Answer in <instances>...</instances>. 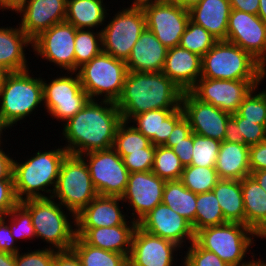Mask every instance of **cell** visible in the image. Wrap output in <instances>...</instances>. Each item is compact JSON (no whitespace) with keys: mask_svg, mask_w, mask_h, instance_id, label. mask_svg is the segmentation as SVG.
Here are the masks:
<instances>
[{"mask_svg":"<svg viewBox=\"0 0 266 266\" xmlns=\"http://www.w3.org/2000/svg\"><path fill=\"white\" fill-rule=\"evenodd\" d=\"M90 99L73 117L63 123V147L68 154L84 153L113 147L115 133L122 122L115 102Z\"/></svg>","mask_w":266,"mask_h":266,"instance_id":"6da1fadb","label":"cell"},{"mask_svg":"<svg viewBox=\"0 0 266 266\" xmlns=\"http://www.w3.org/2000/svg\"><path fill=\"white\" fill-rule=\"evenodd\" d=\"M183 91L162 72L128 71L116 102L122 121L154 109H178Z\"/></svg>","mask_w":266,"mask_h":266,"instance_id":"7a4b0ae2","label":"cell"},{"mask_svg":"<svg viewBox=\"0 0 266 266\" xmlns=\"http://www.w3.org/2000/svg\"><path fill=\"white\" fill-rule=\"evenodd\" d=\"M61 146L54 150H39L24 162L13 160L14 191L19 202L52 196L63 159L68 154ZM48 186L50 188H48ZM52 187V188H51ZM44 193H49L47 196Z\"/></svg>","mask_w":266,"mask_h":266,"instance_id":"3957f363","label":"cell"},{"mask_svg":"<svg viewBox=\"0 0 266 266\" xmlns=\"http://www.w3.org/2000/svg\"><path fill=\"white\" fill-rule=\"evenodd\" d=\"M266 68L250 53L219 40L202 57L201 78L220 80H264Z\"/></svg>","mask_w":266,"mask_h":266,"instance_id":"277c9868","label":"cell"},{"mask_svg":"<svg viewBox=\"0 0 266 266\" xmlns=\"http://www.w3.org/2000/svg\"><path fill=\"white\" fill-rule=\"evenodd\" d=\"M52 197L19 202L31 215L36 238L56 251L71 249L76 237V219L70 221L59 202ZM65 213V214H64ZM74 223V227L72 224ZM74 228V229H73Z\"/></svg>","mask_w":266,"mask_h":266,"instance_id":"5b68a950","label":"cell"},{"mask_svg":"<svg viewBox=\"0 0 266 266\" xmlns=\"http://www.w3.org/2000/svg\"><path fill=\"white\" fill-rule=\"evenodd\" d=\"M30 73L10 72L0 91V117L10 128L44 104L42 77Z\"/></svg>","mask_w":266,"mask_h":266,"instance_id":"8992f818","label":"cell"},{"mask_svg":"<svg viewBox=\"0 0 266 266\" xmlns=\"http://www.w3.org/2000/svg\"><path fill=\"white\" fill-rule=\"evenodd\" d=\"M255 236L258 237L245 224L227 222L197 231L194 241L201 248L215 253L229 266H245L250 260L245 261L243 258L247 257L249 248L255 243Z\"/></svg>","mask_w":266,"mask_h":266,"instance_id":"52a82bcc","label":"cell"},{"mask_svg":"<svg viewBox=\"0 0 266 266\" xmlns=\"http://www.w3.org/2000/svg\"><path fill=\"white\" fill-rule=\"evenodd\" d=\"M88 166L81 156L67 154L63 159L52 198L76 219L96 196Z\"/></svg>","mask_w":266,"mask_h":266,"instance_id":"ba28073f","label":"cell"},{"mask_svg":"<svg viewBox=\"0 0 266 266\" xmlns=\"http://www.w3.org/2000/svg\"><path fill=\"white\" fill-rule=\"evenodd\" d=\"M127 72L124 60L102 51L91 61L83 64L76 73L90 99L95 100L99 96L98 100L116 103L122 93Z\"/></svg>","mask_w":266,"mask_h":266,"instance_id":"9c48e42d","label":"cell"},{"mask_svg":"<svg viewBox=\"0 0 266 266\" xmlns=\"http://www.w3.org/2000/svg\"><path fill=\"white\" fill-rule=\"evenodd\" d=\"M111 21L101 29L102 50L126 61L131 50L146 28L143 8L127 7L117 11Z\"/></svg>","mask_w":266,"mask_h":266,"instance_id":"30bf717a","label":"cell"},{"mask_svg":"<svg viewBox=\"0 0 266 266\" xmlns=\"http://www.w3.org/2000/svg\"><path fill=\"white\" fill-rule=\"evenodd\" d=\"M81 157L88 166L92 184L98 195L122 197L130 173L113 147L87 152Z\"/></svg>","mask_w":266,"mask_h":266,"instance_id":"8fae6325","label":"cell"},{"mask_svg":"<svg viewBox=\"0 0 266 266\" xmlns=\"http://www.w3.org/2000/svg\"><path fill=\"white\" fill-rule=\"evenodd\" d=\"M50 80L47 83L42 79L44 108L56 120L66 122L87 104L90 97L82 88L78 73L62 74Z\"/></svg>","mask_w":266,"mask_h":266,"instance_id":"7c38bea8","label":"cell"},{"mask_svg":"<svg viewBox=\"0 0 266 266\" xmlns=\"http://www.w3.org/2000/svg\"><path fill=\"white\" fill-rule=\"evenodd\" d=\"M146 28L168 49L180 44L181 36L190 20L189 10L171 0H163L143 7Z\"/></svg>","mask_w":266,"mask_h":266,"instance_id":"4fadbf2b","label":"cell"},{"mask_svg":"<svg viewBox=\"0 0 266 266\" xmlns=\"http://www.w3.org/2000/svg\"><path fill=\"white\" fill-rule=\"evenodd\" d=\"M76 28L67 22L53 25L32 40L33 52L47 62H53L66 73L75 72Z\"/></svg>","mask_w":266,"mask_h":266,"instance_id":"5bb4252c","label":"cell"},{"mask_svg":"<svg viewBox=\"0 0 266 266\" xmlns=\"http://www.w3.org/2000/svg\"><path fill=\"white\" fill-rule=\"evenodd\" d=\"M262 81L200 78L190 92L200 101L234 114L245 97Z\"/></svg>","mask_w":266,"mask_h":266,"instance_id":"9a60e30c","label":"cell"},{"mask_svg":"<svg viewBox=\"0 0 266 266\" xmlns=\"http://www.w3.org/2000/svg\"><path fill=\"white\" fill-rule=\"evenodd\" d=\"M225 41L250 53L266 68V24L258 15L231 9Z\"/></svg>","mask_w":266,"mask_h":266,"instance_id":"2e32d148","label":"cell"},{"mask_svg":"<svg viewBox=\"0 0 266 266\" xmlns=\"http://www.w3.org/2000/svg\"><path fill=\"white\" fill-rule=\"evenodd\" d=\"M181 108L193 133L224 141L226 124L232 114L200 101L190 91L183 92Z\"/></svg>","mask_w":266,"mask_h":266,"instance_id":"e0dca14e","label":"cell"},{"mask_svg":"<svg viewBox=\"0 0 266 266\" xmlns=\"http://www.w3.org/2000/svg\"><path fill=\"white\" fill-rule=\"evenodd\" d=\"M137 226L149 234L169 240L180 248L187 241H194L195 233L192 224L173 211L169 206L160 203L138 222Z\"/></svg>","mask_w":266,"mask_h":266,"instance_id":"ac0fdd59","label":"cell"},{"mask_svg":"<svg viewBox=\"0 0 266 266\" xmlns=\"http://www.w3.org/2000/svg\"><path fill=\"white\" fill-rule=\"evenodd\" d=\"M165 182L152 171L129 174L127 187L121 198L132 207V220L138 222L162 203Z\"/></svg>","mask_w":266,"mask_h":266,"instance_id":"d6986e66","label":"cell"},{"mask_svg":"<svg viewBox=\"0 0 266 266\" xmlns=\"http://www.w3.org/2000/svg\"><path fill=\"white\" fill-rule=\"evenodd\" d=\"M66 7L67 0H24L14 11L22 15L19 27L33 40L53 25L65 22Z\"/></svg>","mask_w":266,"mask_h":266,"instance_id":"ffe728a7","label":"cell"},{"mask_svg":"<svg viewBox=\"0 0 266 266\" xmlns=\"http://www.w3.org/2000/svg\"><path fill=\"white\" fill-rule=\"evenodd\" d=\"M179 250L175 243L149 234L137 226L128 263L129 266H174V252Z\"/></svg>","mask_w":266,"mask_h":266,"instance_id":"44dd1931","label":"cell"},{"mask_svg":"<svg viewBox=\"0 0 266 266\" xmlns=\"http://www.w3.org/2000/svg\"><path fill=\"white\" fill-rule=\"evenodd\" d=\"M119 202L123 204L122 198L118 196L97 195L79 214L76 215L75 228L137 225V222L132 219H130V222L127 221V215L122 214L124 212L123 210L121 211Z\"/></svg>","mask_w":266,"mask_h":266,"instance_id":"7402d4cb","label":"cell"},{"mask_svg":"<svg viewBox=\"0 0 266 266\" xmlns=\"http://www.w3.org/2000/svg\"><path fill=\"white\" fill-rule=\"evenodd\" d=\"M202 57L180 45L169 48L162 73L183 92L190 91L201 78Z\"/></svg>","mask_w":266,"mask_h":266,"instance_id":"603a6c76","label":"cell"},{"mask_svg":"<svg viewBox=\"0 0 266 266\" xmlns=\"http://www.w3.org/2000/svg\"><path fill=\"white\" fill-rule=\"evenodd\" d=\"M168 48L147 28L134 44L128 59L127 70L131 72H162Z\"/></svg>","mask_w":266,"mask_h":266,"instance_id":"cb8c5ba5","label":"cell"},{"mask_svg":"<svg viewBox=\"0 0 266 266\" xmlns=\"http://www.w3.org/2000/svg\"><path fill=\"white\" fill-rule=\"evenodd\" d=\"M184 117L181 106L178 109H154L134 116L129 123L144 134L154 146L164 145L174 126ZM136 123V125H135Z\"/></svg>","mask_w":266,"mask_h":266,"instance_id":"d4e9b609","label":"cell"},{"mask_svg":"<svg viewBox=\"0 0 266 266\" xmlns=\"http://www.w3.org/2000/svg\"><path fill=\"white\" fill-rule=\"evenodd\" d=\"M137 225H119L113 227L76 228V236L85 243L117 253L129 258L132 237Z\"/></svg>","mask_w":266,"mask_h":266,"instance_id":"484cf974","label":"cell"},{"mask_svg":"<svg viewBox=\"0 0 266 266\" xmlns=\"http://www.w3.org/2000/svg\"><path fill=\"white\" fill-rule=\"evenodd\" d=\"M231 12L229 0H201L190 10V20L204 27L217 40H226Z\"/></svg>","mask_w":266,"mask_h":266,"instance_id":"4316f807","label":"cell"},{"mask_svg":"<svg viewBox=\"0 0 266 266\" xmlns=\"http://www.w3.org/2000/svg\"><path fill=\"white\" fill-rule=\"evenodd\" d=\"M32 47V40L20 27H0V65L9 72L30 69L25 56L26 47Z\"/></svg>","mask_w":266,"mask_h":266,"instance_id":"83f0119b","label":"cell"},{"mask_svg":"<svg viewBox=\"0 0 266 266\" xmlns=\"http://www.w3.org/2000/svg\"><path fill=\"white\" fill-rule=\"evenodd\" d=\"M249 146L222 141L215 164L220 179L242 180L251 174Z\"/></svg>","mask_w":266,"mask_h":266,"instance_id":"f1b7e54d","label":"cell"},{"mask_svg":"<svg viewBox=\"0 0 266 266\" xmlns=\"http://www.w3.org/2000/svg\"><path fill=\"white\" fill-rule=\"evenodd\" d=\"M245 225L257 235L266 231V191L251 176L241 180Z\"/></svg>","mask_w":266,"mask_h":266,"instance_id":"f546056e","label":"cell"},{"mask_svg":"<svg viewBox=\"0 0 266 266\" xmlns=\"http://www.w3.org/2000/svg\"><path fill=\"white\" fill-rule=\"evenodd\" d=\"M103 0H67L65 22L76 29L98 28L106 22V6Z\"/></svg>","mask_w":266,"mask_h":266,"instance_id":"4dcf8cb0","label":"cell"},{"mask_svg":"<svg viewBox=\"0 0 266 266\" xmlns=\"http://www.w3.org/2000/svg\"><path fill=\"white\" fill-rule=\"evenodd\" d=\"M227 222L245 224L241 180L220 179L212 189Z\"/></svg>","mask_w":266,"mask_h":266,"instance_id":"1f68e13d","label":"cell"},{"mask_svg":"<svg viewBox=\"0 0 266 266\" xmlns=\"http://www.w3.org/2000/svg\"><path fill=\"white\" fill-rule=\"evenodd\" d=\"M197 194L187 189L180 180L166 181L162 203L188 220L195 223Z\"/></svg>","mask_w":266,"mask_h":266,"instance_id":"d6a6232c","label":"cell"},{"mask_svg":"<svg viewBox=\"0 0 266 266\" xmlns=\"http://www.w3.org/2000/svg\"><path fill=\"white\" fill-rule=\"evenodd\" d=\"M71 249L82 266H129L126 255L89 245L79 236L75 237Z\"/></svg>","mask_w":266,"mask_h":266,"instance_id":"836d02e7","label":"cell"},{"mask_svg":"<svg viewBox=\"0 0 266 266\" xmlns=\"http://www.w3.org/2000/svg\"><path fill=\"white\" fill-rule=\"evenodd\" d=\"M227 223L224 214L213 191L198 193L196 200L194 233L211 226Z\"/></svg>","mask_w":266,"mask_h":266,"instance_id":"e575fe53","label":"cell"},{"mask_svg":"<svg viewBox=\"0 0 266 266\" xmlns=\"http://www.w3.org/2000/svg\"><path fill=\"white\" fill-rule=\"evenodd\" d=\"M220 180L215 167L185 166L180 181L193 193L210 192Z\"/></svg>","mask_w":266,"mask_h":266,"instance_id":"d590c367","label":"cell"},{"mask_svg":"<svg viewBox=\"0 0 266 266\" xmlns=\"http://www.w3.org/2000/svg\"><path fill=\"white\" fill-rule=\"evenodd\" d=\"M74 43L75 72L103 51L101 30L95 33L93 29H77Z\"/></svg>","mask_w":266,"mask_h":266,"instance_id":"8d00e7d4","label":"cell"},{"mask_svg":"<svg viewBox=\"0 0 266 266\" xmlns=\"http://www.w3.org/2000/svg\"><path fill=\"white\" fill-rule=\"evenodd\" d=\"M129 122L122 121L116 130L113 148L121 156L142 151L151 145V141Z\"/></svg>","mask_w":266,"mask_h":266,"instance_id":"74e56055","label":"cell"},{"mask_svg":"<svg viewBox=\"0 0 266 266\" xmlns=\"http://www.w3.org/2000/svg\"><path fill=\"white\" fill-rule=\"evenodd\" d=\"M183 164L172 148L155 146V158L151 171L165 181L180 180Z\"/></svg>","mask_w":266,"mask_h":266,"instance_id":"f35d334b","label":"cell"},{"mask_svg":"<svg viewBox=\"0 0 266 266\" xmlns=\"http://www.w3.org/2000/svg\"><path fill=\"white\" fill-rule=\"evenodd\" d=\"M204 27L189 20L186 30L181 36L180 46L203 57L217 42Z\"/></svg>","mask_w":266,"mask_h":266,"instance_id":"ab89813d","label":"cell"},{"mask_svg":"<svg viewBox=\"0 0 266 266\" xmlns=\"http://www.w3.org/2000/svg\"><path fill=\"white\" fill-rule=\"evenodd\" d=\"M221 142L193 133V154L191 165L215 167Z\"/></svg>","mask_w":266,"mask_h":266,"instance_id":"60d3db41","label":"cell"},{"mask_svg":"<svg viewBox=\"0 0 266 266\" xmlns=\"http://www.w3.org/2000/svg\"><path fill=\"white\" fill-rule=\"evenodd\" d=\"M255 86L240 104L237 113L246 119L257 124H266V88L258 92Z\"/></svg>","mask_w":266,"mask_h":266,"instance_id":"b9f144b4","label":"cell"},{"mask_svg":"<svg viewBox=\"0 0 266 266\" xmlns=\"http://www.w3.org/2000/svg\"><path fill=\"white\" fill-rule=\"evenodd\" d=\"M7 217H9L7 221L11 234L16 241L24 238L26 240L36 238L31 215L20 203L7 214Z\"/></svg>","mask_w":266,"mask_h":266,"instance_id":"7bdbcfd3","label":"cell"},{"mask_svg":"<svg viewBox=\"0 0 266 266\" xmlns=\"http://www.w3.org/2000/svg\"><path fill=\"white\" fill-rule=\"evenodd\" d=\"M231 117L237 122L238 143L250 147L266 140V124L246 121L237 112L232 114Z\"/></svg>","mask_w":266,"mask_h":266,"instance_id":"ee69618b","label":"cell"},{"mask_svg":"<svg viewBox=\"0 0 266 266\" xmlns=\"http://www.w3.org/2000/svg\"><path fill=\"white\" fill-rule=\"evenodd\" d=\"M183 259L182 266H229L215 253L201 248L195 241L190 244Z\"/></svg>","mask_w":266,"mask_h":266,"instance_id":"f6af8a7d","label":"cell"},{"mask_svg":"<svg viewBox=\"0 0 266 266\" xmlns=\"http://www.w3.org/2000/svg\"><path fill=\"white\" fill-rule=\"evenodd\" d=\"M155 158V146L151 144L142 151L131 152L123 156L122 160L128 172H147L151 171Z\"/></svg>","mask_w":266,"mask_h":266,"instance_id":"bcb514c9","label":"cell"},{"mask_svg":"<svg viewBox=\"0 0 266 266\" xmlns=\"http://www.w3.org/2000/svg\"><path fill=\"white\" fill-rule=\"evenodd\" d=\"M54 249L42 248L36 251L15 254L16 266H53Z\"/></svg>","mask_w":266,"mask_h":266,"instance_id":"7dc6e473","label":"cell"},{"mask_svg":"<svg viewBox=\"0 0 266 266\" xmlns=\"http://www.w3.org/2000/svg\"><path fill=\"white\" fill-rule=\"evenodd\" d=\"M18 203L14 191V179L0 180V216L7 215Z\"/></svg>","mask_w":266,"mask_h":266,"instance_id":"c3c4849f","label":"cell"},{"mask_svg":"<svg viewBox=\"0 0 266 266\" xmlns=\"http://www.w3.org/2000/svg\"><path fill=\"white\" fill-rule=\"evenodd\" d=\"M164 146L172 148L184 167L191 165L193 154V132L180 142H166Z\"/></svg>","mask_w":266,"mask_h":266,"instance_id":"681fc988","label":"cell"},{"mask_svg":"<svg viewBox=\"0 0 266 266\" xmlns=\"http://www.w3.org/2000/svg\"><path fill=\"white\" fill-rule=\"evenodd\" d=\"M7 215L0 216V251L11 254L20 252V247L16 246V240L11 234V229L6 223Z\"/></svg>","mask_w":266,"mask_h":266,"instance_id":"f907efd6","label":"cell"},{"mask_svg":"<svg viewBox=\"0 0 266 266\" xmlns=\"http://www.w3.org/2000/svg\"><path fill=\"white\" fill-rule=\"evenodd\" d=\"M250 171H260L266 169V140L249 148Z\"/></svg>","mask_w":266,"mask_h":266,"instance_id":"816d5d0a","label":"cell"},{"mask_svg":"<svg viewBox=\"0 0 266 266\" xmlns=\"http://www.w3.org/2000/svg\"><path fill=\"white\" fill-rule=\"evenodd\" d=\"M53 266H82L77 254L72 250H59L54 253Z\"/></svg>","mask_w":266,"mask_h":266,"instance_id":"f5cc1de1","label":"cell"},{"mask_svg":"<svg viewBox=\"0 0 266 266\" xmlns=\"http://www.w3.org/2000/svg\"><path fill=\"white\" fill-rule=\"evenodd\" d=\"M192 133L188 120L183 117L175 126L166 142H180Z\"/></svg>","mask_w":266,"mask_h":266,"instance_id":"db71d44e","label":"cell"},{"mask_svg":"<svg viewBox=\"0 0 266 266\" xmlns=\"http://www.w3.org/2000/svg\"><path fill=\"white\" fill-rule=\"evenodd\" d=\"M231 9L258 15L259 0H229Z\"/></svg>","mask_w":266,"mask_h":266,"instance_id":"11a10c76","label":"cell"},{"mask_svg":"<svg viewBox=\"0 0 266 266\" xmlns=\"http://www.w3.org/2000/svg\"><path fill=\"white\" fill-rule=\"evenodd\" d=\"M14 179L13 177V158L0 148V180Z\"/></svg>","mask_w":266,"mask_h":266,"instance_id":"9f6ffc18","label":"cell"},{"mask_svg":"<svg viewBox=\"0 0 266 266\" xmlns=\"http://www.w3.org/2000/svg\"><path fill=\"white\" fill-rule=\"evenodd\" d=\"M224 141L229 143H238L237 122L230 117L225 130Z\"/></svg>","mask_w":266,"mask_h":266,"instance_id":"6f0895ef","label":"cell"},{"mask_svg":"<svg viewBox=\"0 0 266 266\" xmlns=\"http://www.w3.org/2000/svg\"><path fill=\"white\" fill-rule=\"evenodd\" d=\"M0 266H16L15 254L0 251Z\"/></svg>","mask_w":266,"mask_h":266,"instance_id":"680465c9","label":"cell"},{"mask_svg":"<svg viewBox=\"0 0 266 266\" xmlns=\"http://www.w3.org/2000/svg\"><path fill=\"white\" fill-rule=\"evenodd\" d=\"M24 0H0V10L14 11Z\"/></svg>","mask_w":266,"mask_h":266,"instance_id":"91938a15","label":"cell"},{"mask_svg":"<svg viewBox=\"0 0 266 266\" xmlns=\"http://www.w3.org/2000/svg\"><path fill=\"white\" fill-rule=\"evenodd\" d=\"M250 175L266 191V169L265 170L251 172Z\"/></svg>","mask_w":266,"mask_h":266,"instance_id":"94428289","label":"cell"},{"mask_svg":"<svg viewBox=\"0 0 266 266\" xmlns=\"http://www.w3.org/2000/svg\"><path fill=\"white\" fill-rule=\"evenodd\" d=\"M182 8L190 10L193 6L197 5L201 0H171Z\"/></svg>","mask_w":266,"mask_h":266,"instance_id":"6125c7cd","label":"cell"},{"mask_svg":"<svg viewBox=\"0 0 266 266\" xmlns=\"http://www.w3.org/2000/svg\"><path fill=\"white\" fill-rule=\"evenodd\" d=\"M163 0H133L132 5L129 7L143 8L146 5L157 3Z\"/></svg>","mask_w":266,"mask_h":266,"instance_id":"be15d7a7","label":"cell"},{"mask_svg":"<svg viewBox=\"0 0 266 266\" xmlns=\"http://www.w3.org/2000/svg\"><path fill=\"white\" fill-rule=\"evenodd\" d=\"M258 16L266 24V0H259Z\"/></svg>","mask_w":266,"mask_h":266,"instance_id":"e7e4bbea","label":"cell"},{"mask_svg":"<svg viewBox=\"0 0 266 266\" xmlns=\"http://www.w3.org/2000/svg\"><path fill=\"white\" fill-rule=\"evenodd\" d=\"M10 72L0 65V91L4 85L5 79Z\"/></svg>","mask_w":266,"mask_h":266,"instance_id":"03108f58","label":"cell"},{"mask_svg":"<svg viewBox=\"0 0 266 266\" xmlns=\"http://www.w3.org/2000/svg\"><path fill=\"white\" fill-rule=\"evenodd\" d=\"M251 255H253L252 261L250 260V262L246 264L245 266H266V263L262 261L260 258L259 259L257 258L256 260H254V257H255L254 253H252Z\"/></svg>","mask_w":266,"mask_h":266,"instance_id":"003e7915","label":"cell"},{"mask_svg":"<svg viewBox=\"0 0 266 266\" xmlns=\"http://www.w3.org/2000/svg\"><path fill=\"white\" fill-rule=\"evenodd\" d=\"M8 130V129H10V127L2 120V118L0 117V145H2V137H1V135L3 136V130L5 131V130ZM2 146H0V148H1Z\"/></svg>","mask_w":266,"mask_h":266,"instance_id":"a7ac6f4b","label":"cell"},{"mask_svg":"<svg viewBox=\"0 0 266 266\" xmlns=\"http://www.w3.org/2000/svg\"><path fill=\"white\" fill-rule=\"evenodd\" d=\"M257 238H262V239L265 238L266 239V231L263 232L262 234L258 235Z\"/></svg>","mask_w":266,"mask_h":266,"instance_id":"89a4df30","label":"cell"}]
</instances>
